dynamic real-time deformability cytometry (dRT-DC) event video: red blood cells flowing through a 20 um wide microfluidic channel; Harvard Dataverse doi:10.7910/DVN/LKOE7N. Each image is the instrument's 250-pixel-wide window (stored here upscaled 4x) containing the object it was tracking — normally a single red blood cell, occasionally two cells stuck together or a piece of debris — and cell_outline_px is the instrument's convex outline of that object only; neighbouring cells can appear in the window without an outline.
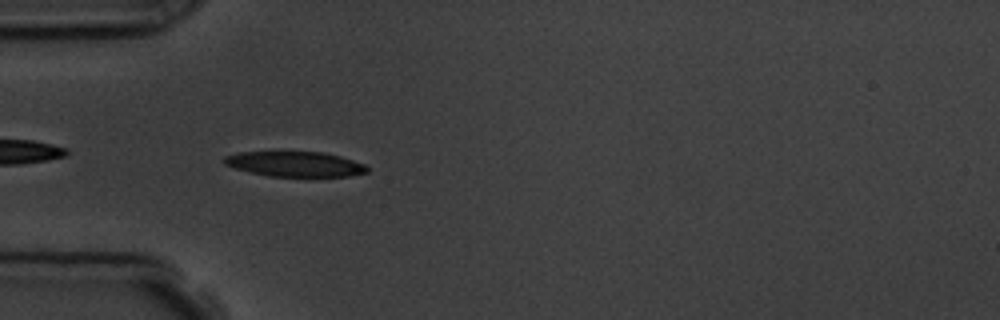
{"species": "common noctule bat (a hibernating species)", "species_latin": "Nyctalus noctula", "temperature_condition": "room temperature", "stored_images_in_passage": 7, "camera_frame_rate_fps": 3000, "um_per_image_px": 0.085, "animal": {"sex": "male", "body_mass_g": 19.5, "forearm_length_mm": 54.6}, "frame": {"image": 1, "passage_image": 5, "time_ms": 5.333, "image_size_px": [1000, 320], "cell_outline_px": [[368, 172], [348, 176], [268, 176], [236, 168], [224, 164], [224, 156], [240, 152], [324, 152], [340, 156], [364, 164], [368, 168]], "centroid_in_image_um": [25.09, 13.94], "position_along_channel_um": 59.9, "area_um2": 20.63}}